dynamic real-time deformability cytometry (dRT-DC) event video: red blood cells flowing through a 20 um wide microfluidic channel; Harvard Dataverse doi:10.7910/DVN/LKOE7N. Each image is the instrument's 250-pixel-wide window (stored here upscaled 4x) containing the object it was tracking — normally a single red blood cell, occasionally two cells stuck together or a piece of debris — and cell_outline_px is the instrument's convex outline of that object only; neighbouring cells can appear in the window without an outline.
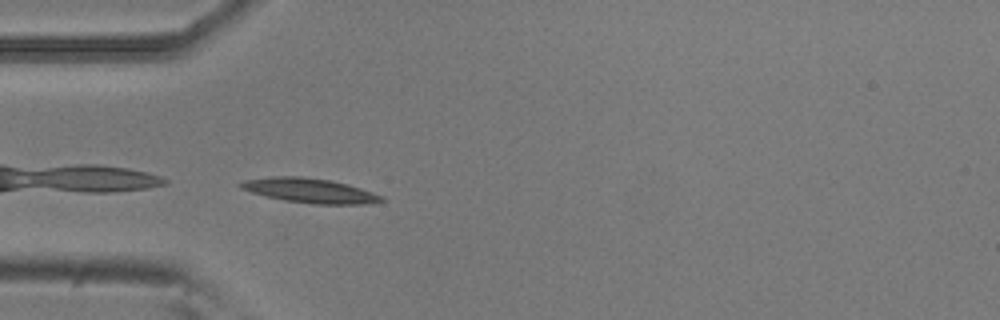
{"species": "common noctule bat (a hibernating species)", "species_latin": "Nyctalus noctula", "temperature_condition": "room temperature", "stored_images_in_passage": 4, "camera_frame_rate_fps": 3000, "um_per_image_px": 0.085, "animal": {"sex": "male", "body_mass_g": 20.5, "forearm_length_mm": 52.5}, "frame": {"image": 1, "passage_image": 4, "time_ms": 1.0, "image_size_px": [1000, 320], "cell_outline_px": [[384, 200], [368, 204], [312, 204], [284, 200], [252, 192], [240, 188], [236, 184], [244, 180], [272, 176], [300, 176], [332, 180], [348, 184], [384, 196]], "centroid_in_image_um": [26.33, 16.19], "position_along_channel_um": 58.7, "area_um2": 20.17}}